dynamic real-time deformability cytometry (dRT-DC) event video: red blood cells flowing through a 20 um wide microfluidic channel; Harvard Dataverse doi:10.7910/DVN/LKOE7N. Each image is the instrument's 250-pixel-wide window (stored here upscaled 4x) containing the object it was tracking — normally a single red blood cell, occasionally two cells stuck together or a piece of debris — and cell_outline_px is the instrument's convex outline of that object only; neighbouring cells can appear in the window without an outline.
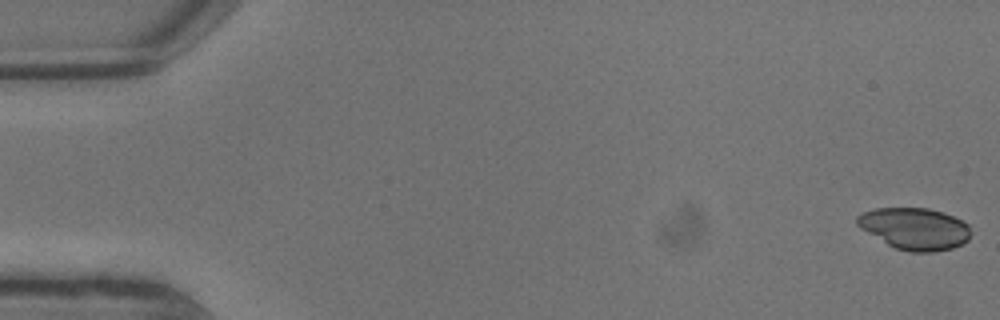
{"species": "common noctule bat (a hibernating species)", "species_latin": "Nyctalus noctula", "temperature_condition": "warm", "stored_images_in_passage": 7, "camera_frame_rate_fps": 3000, "um_per_image_px": 0.085, "animal": {"sex": "male", "body_mass_g": 13.3}, "frame": {"image": 1, "passage_image": 1, "time_ms": 0.0, "image_size_px": [1000, 320], "cell_outline_px": [[968, 240], [952, 248], [936, 252], [908, 252], [896, 248], [888, 244], [860, 228], [856, 224], [856, 216], [864, 212], [876, 208], [928, 208], [944, 212], [968, 224]], "centroid_in_image_um": [77.72, 19.43], "position_along_channel_um": 7.3, "area_um2": 27.46}}